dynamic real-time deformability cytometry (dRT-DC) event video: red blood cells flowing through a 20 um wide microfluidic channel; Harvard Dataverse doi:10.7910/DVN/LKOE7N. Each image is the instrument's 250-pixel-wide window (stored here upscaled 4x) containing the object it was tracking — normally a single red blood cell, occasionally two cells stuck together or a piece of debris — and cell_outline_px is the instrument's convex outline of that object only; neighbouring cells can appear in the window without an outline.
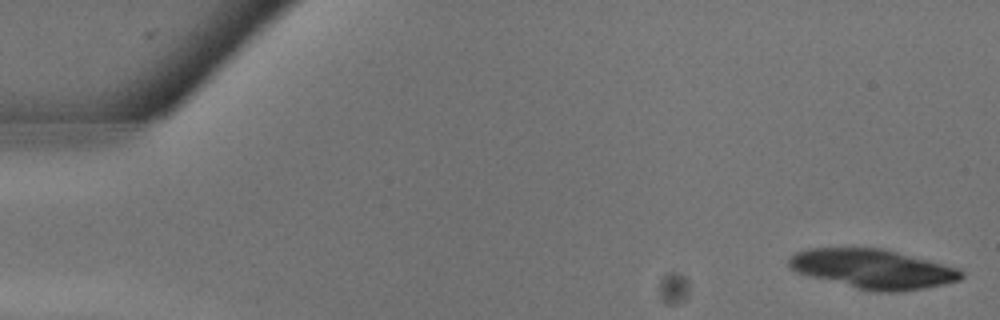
{"species": "common noctule bat (a hibernating species)", "species_latin": "Nyctalus noctula", "temperature_condition": "warm", "stored_images_in_passage": 11, "camera_frame_rate_fps": 3000, "um_per_image_px": 0.085, "animal": {"sex": "male", "body_mass_g": 13.3}, "frame": {"image": 1, "passage_image": 1, "time_ms": 0.0, "image_size_px": [1000, 320], "cell_outline_px": [[964, 276], [960, 280], [944, 284], [924, 288], [900, 292], [872, 292], [856, 288], [796, 272], [788, 268], [788, 256], [796, 252], [808, 248], [880, 248], [960, 268], [964, 272]], "centroid_in_image_um": [74.19, 22.86], "position_along_channel_um": 10.8, "area_um2": 39.54}}